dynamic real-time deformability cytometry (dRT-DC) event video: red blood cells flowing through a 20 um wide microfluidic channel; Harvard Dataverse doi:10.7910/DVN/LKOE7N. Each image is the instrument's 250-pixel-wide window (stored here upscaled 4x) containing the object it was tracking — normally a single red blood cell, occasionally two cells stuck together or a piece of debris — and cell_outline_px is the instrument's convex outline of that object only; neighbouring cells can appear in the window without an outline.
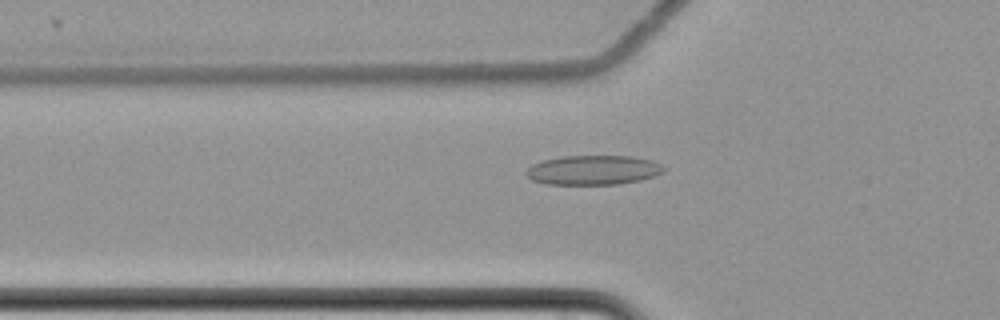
{"species": "common noctule bat (a hibernating species)", "species_latin": "Nyctalus noctula", "temperature_condition": "cold", "stored_images_in_passage": 60, "camera_frame_rate_fps": 3000, "um_per_image_px": 0.085, "animal": {"sex": "female", "body_mass_g": 22.7, "forearm_length_mm": 54.2}, "frame": {"image": 1, "passage_image": 22, "time_ms": 7.0, "image_size_px": [1000, 320], "cell_outline_px": [[664, 172], [640, 180], [620, 184], [544, 184], [532, 180], [524, 172], [532, 164], [540, 160], [560, 156], [632, 156], [652, 160], [660, 164], [664, 168]], "centroid_in_image_um": [50.38, 14.45], "position_along_channel_um": 75.4, "area_um2": 23.76}}
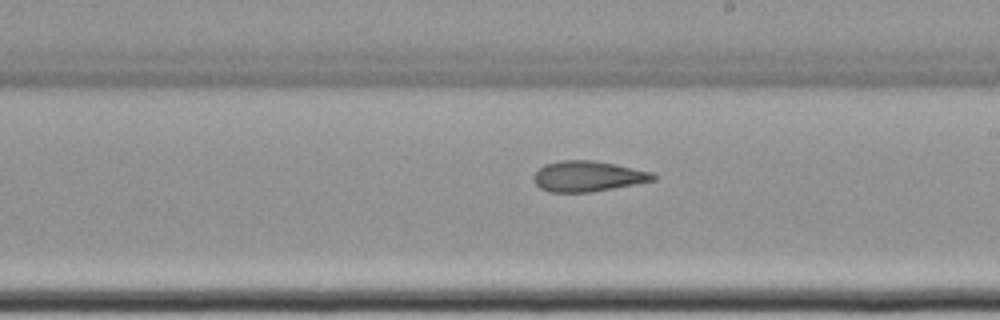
{"frame": {"image": 2, "passage_image": 36, "time_ms": 11.667, "image_size_px": [1000, 320], "cell_outline_px": [[656, 180], [592, 192], [548, 192], [540, 188], [532, 180], [532, 176], [544, 164], [560, 160], [592, 160], [616, 164], [652, 172], [656, 176]], "centroid_in_image_um": [49.94, 14.98], "position_along_channel_um": 239.1, "area_um2": 21.39}}
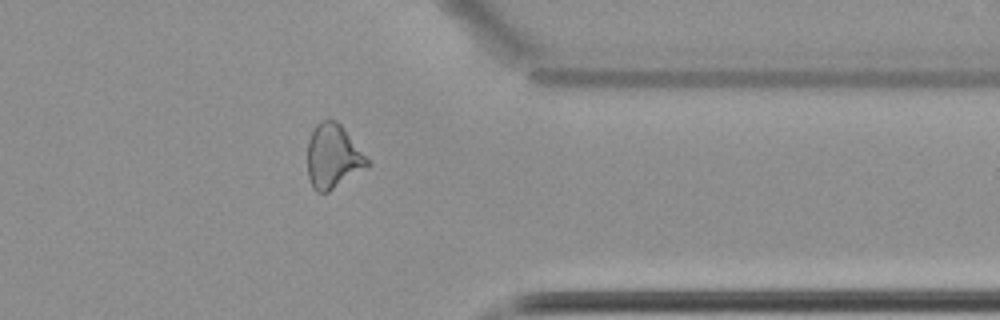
{"frame": {"image": 3, "passage_image": 49, "time_ms": 16.0, "image_size_px": [1000, 320], "cell_outline_px": [[372, 164], [368, 168], [328, 192], [316, 192], [312, 188], [308, 176], [308, 140], [316, 124], [324, 120], [336, 120], [340, 124]], "centroid_in_image_um": [28.31, 13.33], "position_along_channel_um": 383.1, "area_um2": 22.31}, "authors_computed_cell_mechanics": {"area_um2": 22.8021, "velocity_mm_per_s": 3.5043, "shape_relaxation_time_tau1_ms": 7.3606, "shape_relaxation_time_tau2_ms": 4.7603, "deformation_change_tau1": 0.1159, "deformation_change_tau2": 0.1467}}